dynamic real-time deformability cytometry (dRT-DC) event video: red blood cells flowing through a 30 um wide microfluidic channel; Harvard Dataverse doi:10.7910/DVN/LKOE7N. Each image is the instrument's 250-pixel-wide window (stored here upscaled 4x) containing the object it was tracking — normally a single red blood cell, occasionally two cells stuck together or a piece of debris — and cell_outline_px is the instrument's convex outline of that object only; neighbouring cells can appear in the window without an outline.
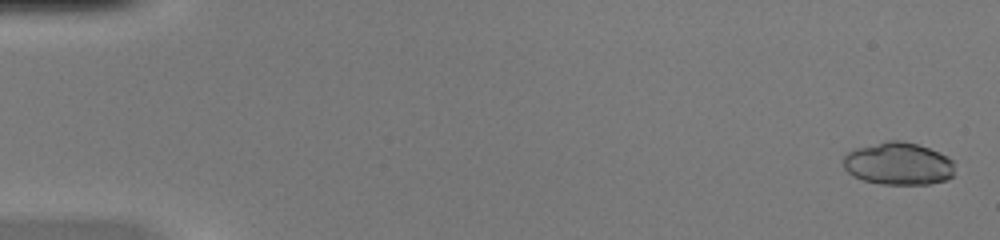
{"species": "common noctule bat (a hibernating species)", "species_latin": "Nyctalus noctula", "temperature_condition": "warm", "stored_images_in_passage": 51, "camera_frame_rate_fps": 3000, "um_per_image_px": 0.085, "animal": {"sex": "female", "body_mass_g": 20.0, "forearm_length_mm": 54.0}, "frame": {"image": 1, "passage_image": 2, "time_ms": 0.333, "image_size_px": [1000, 240], "cell_outline_px": [[952, 176], [948, 180], [928, 184], [880, 184], [864, 180], [852, 176], [844, 168], [844, 156], [848, 152], [856, 148], [888, 140], [900, 140], [916, 144], [940, 152], [948, 156], [952, 160]], "centroid_in_image_um": [76.35, 13.92], "position_along_channel_um": 8.7, "area_um2": 27.57}}
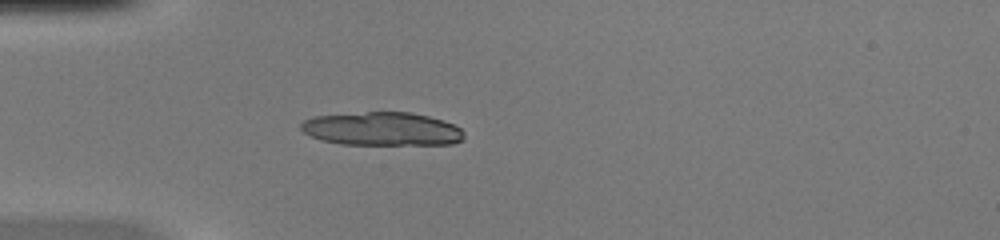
{"frame": {"image": 2, "passage_image": 16, "time_ms": 5.0, "image_size_px": [1000, 240], "cell_outline_px": [[464, 140], [452, 144], [340, 144], [320, 140], [304, 132], [300, 128], [300, 124], [304, 120], [312, 116], [368, 112], [412, 112], [444, 120], [460, 128], [464, 132]], "centroid_in_image_um": [32.48, 10.95], "position_along_channel_um": 52.5, "area_um2": 31.85}}